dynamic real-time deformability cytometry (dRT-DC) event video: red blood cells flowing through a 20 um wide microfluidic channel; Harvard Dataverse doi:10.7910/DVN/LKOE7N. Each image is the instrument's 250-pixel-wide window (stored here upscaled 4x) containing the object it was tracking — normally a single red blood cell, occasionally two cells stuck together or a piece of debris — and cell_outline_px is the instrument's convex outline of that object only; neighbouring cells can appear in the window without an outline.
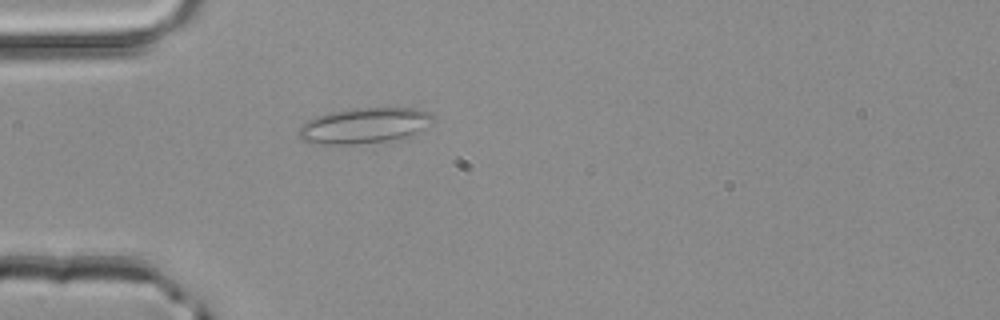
{"species": "common noctule bat (a hibernating species)", "species_latin": "Nyctalus noctula", "temperature_condition": "room temperature", "stored_images_in_passage": 2, "camera_frame_rate_fps": 3000, "um_per_image_px": 0.085, "animal": {"sex": "male", "body_mass_g": 20.4}, "frame": {"image": 1, "passage_image": 2, "time_ms": 0.333, "image_size_px": [1000, 320], "cell_outline_px": [[436, 116], [432, 124], [416, 132], [404, 136], [388, 140], [348, 144], [308, 144], [296, 132], [300, 124], [316, 116], [328, 112], [352, 108], [416, 108], [432, 112]], "centroid_in_image_um": [30.94, 10.65], "position_along_channel_um": 54.1, "area_um2": 27.98}}